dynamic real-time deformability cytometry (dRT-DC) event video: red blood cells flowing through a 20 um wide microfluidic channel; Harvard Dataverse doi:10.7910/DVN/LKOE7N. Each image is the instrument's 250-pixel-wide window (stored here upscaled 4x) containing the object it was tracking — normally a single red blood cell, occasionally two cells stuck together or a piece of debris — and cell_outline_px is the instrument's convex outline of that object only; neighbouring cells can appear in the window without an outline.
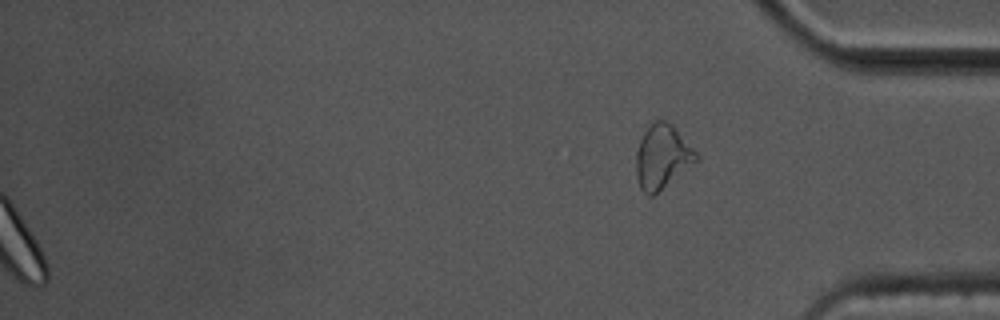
{"species": "common noctule bat (a hibernating species)", "species_latin": "Nyctalus noctula", "temperature_condition": "cold", "stored_images_in_passage": 53, "segment_of_instrument_passage": [2, 2], "camera_frame_rate_fps": 3000, "um_per_image_px": 0.085, "animal": {"sex": "male", "body_mass_g": 17.5, "forearm_length_mm": 52.3}, "frame": {"image": 1, "passage_image": 53, "time_ms": 17.333, "image_size_px": [1000, 320], "cell_outline_px": [[700, 160], [652, 196], [648, 196], [640, 188], [636, 176], [636, 152], [640, 140], [644, 132], [656, 120], [664, 120], [672, 124], [700, 156]], "centroid_in_image_um": [56.31, 13.34], "position_along_channel_um": 378.9, "area_um2": 22.37}}